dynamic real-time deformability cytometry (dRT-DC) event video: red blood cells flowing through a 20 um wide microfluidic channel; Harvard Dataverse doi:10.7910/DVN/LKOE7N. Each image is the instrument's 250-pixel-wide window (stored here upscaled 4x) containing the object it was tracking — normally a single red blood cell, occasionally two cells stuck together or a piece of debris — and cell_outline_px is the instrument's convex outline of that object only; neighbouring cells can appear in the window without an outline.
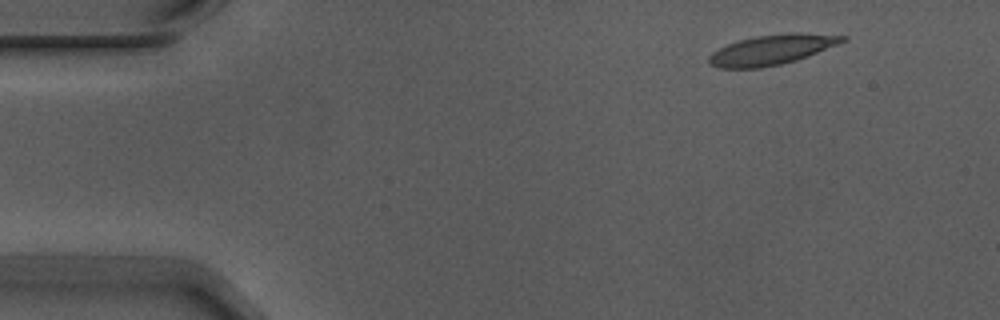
{"species": "Egyptian fruit bat (a non-hibernating species)", "species_latin": "Rousettus aegyptiacus", "temperature_condition": "warm", "stored_images_in_passage": 4, "camera_frame_rate_fps": 3000, "um_per_image_px": 0.085, "animal": {"sex": "male"}, "frame": {"image": 1, "passage_image": 1, "time_ms": 0.0, "image_size_px": [1000, 320], "cell_outline_px": [[848, 40], [796, 60], [780, 64], [760, 68], [720, 68], [708, 64], [708, 56], [712, 52], [728, 44], [740, 40], [756, 36], [788, 32], [800, 32], [848, 36]], "centroid_in_image_um": [65.6, 4.22], "position_along_channel_um": 19.4, "area_um2": 23.29}}